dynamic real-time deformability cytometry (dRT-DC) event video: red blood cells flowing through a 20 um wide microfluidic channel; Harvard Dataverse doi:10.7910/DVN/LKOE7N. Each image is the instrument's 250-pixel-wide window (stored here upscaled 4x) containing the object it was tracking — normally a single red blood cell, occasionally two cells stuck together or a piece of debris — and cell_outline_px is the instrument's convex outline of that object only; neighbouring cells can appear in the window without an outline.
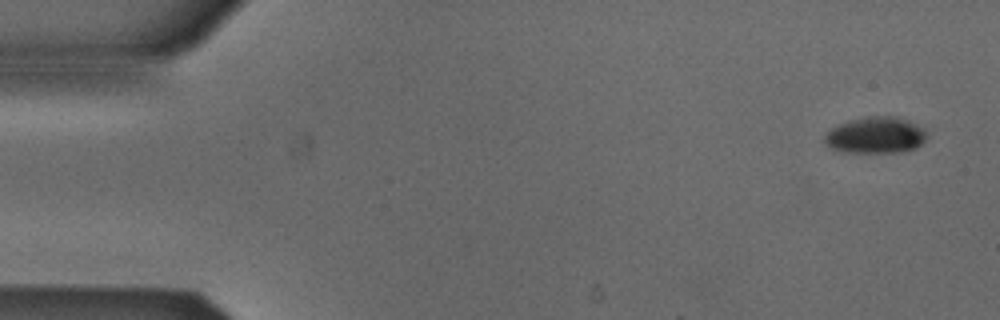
{"species": "Egyptian fruit bat (a non-hibernating species)", "species_latin": "Rousettus aegyptiacus", "temperature_condition": "cold", "stored_images_in_passage": 7, "camera_frame_rate_fps": 3000, "um_per_image_px": 0.085, "animal": {"sex": "male"}, "frame": {"image": 1, "passage_image": 1, "time_ms": 0.0, "image_size_px": [1000, 320], "cell_outline_px": [[924, 140], [916, 148], [900, 152], [848, 152], [832, 148], [824, 140], [828, 132], [832, 128], [848, 120], [868, 116], [896, 116], [908, 120], [920, 128], [924, 132]], "centroid_in_image_um": [74.41, 11.48], "position_along_channel_um": 10.6, "area_um2": 21.15}}
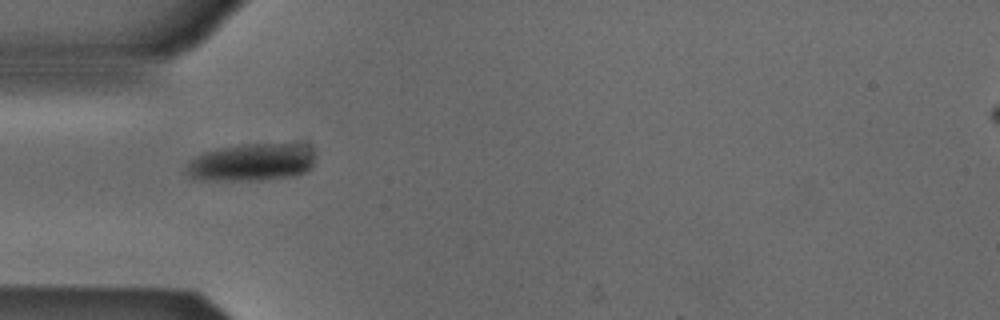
{"frame": {"image": 2, "passage_image": 5, "time_ms": 1.333, "image_size_px": [1000, 320], "cell_outline_px": [[316, 152], [312, 164], [308, 172], [292, 176], [256, 180], [192, 180], [184, 172], [188, 160], [204, 152], [216, 148], [240, 144], [304, 144], [312, 148]], "centroid_in_image_um": [21.34, 13.79], "position_along_channel_um": 63.7, "area_um2": 28.73}}
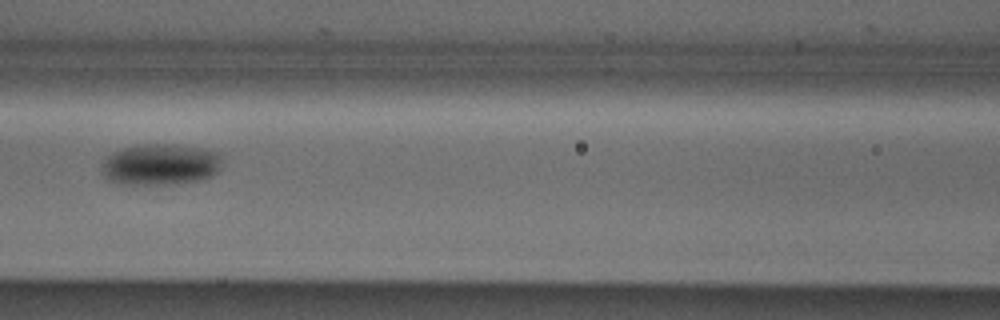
{"frame": {"image": 3, "passage_image": 7, "time_ms": 2.0, "image_size_px": [1000, 320], "cell_outline_px": [[220, 164], [216, 172], [212, 176], [200, 180], [176, 184], [120, 184], [108, 180], [104, 176], [104, 160], [112, 152], [136, 144], [172, 144], [220, 152]], "centroid_in_image_um": [13.63, 13.98], "position_along_channel_um": 153.0, "area_um2": 28.78}}